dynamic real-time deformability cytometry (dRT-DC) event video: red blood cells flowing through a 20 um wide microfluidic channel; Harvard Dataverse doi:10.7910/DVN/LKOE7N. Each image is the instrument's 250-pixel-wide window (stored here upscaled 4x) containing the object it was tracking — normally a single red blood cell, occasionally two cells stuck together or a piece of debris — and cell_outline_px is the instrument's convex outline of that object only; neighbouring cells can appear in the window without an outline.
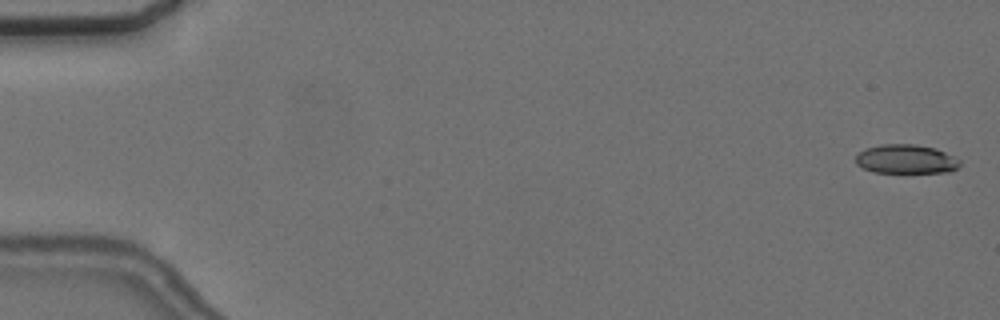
{"species": "common noctule bat (a hibernating species)", "species_latin": "Nyctalus noctula", "temperature_condition": "cold", "stored_images_in_passage": 56, "camera_frame_rate_fps": 3000, "um_per_image_px": 0.085, "animal": {"sex": "female", "body_mass_g": 24.6, "forearm_length_mm": 56.2}, "frame": {"image": 1, "passage_image": 1, "time_ms": 0.0, "image_size_px": [1000, 320], "cell_outline_px": [[960, 164], [956, 168], [948, 172], [872, 172], [856, 164], [856, 156], [864, 148], [880, 144], [916, 144], [936, 148], [960, 160]], "centroid_in_image_um": [76.98, 13.51], "position_along_channel_um": 8.0, "area_um2": 17.57}}
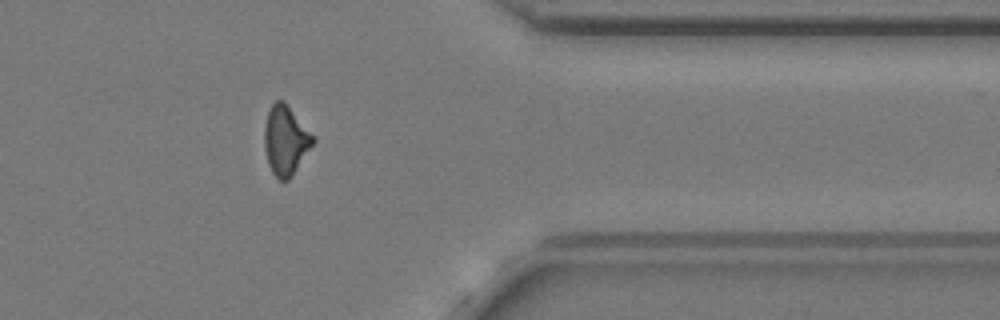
{"frame": {"image": 2, "passage_image": 46, "time_ms": 15.0, "image_size_px": [1000, 320], "cell_outline_px": [[316, 140], [292, 176], [288, 180], [280, 180], [272, 172], [268, 164], [264, 148], [264, 124], [268, 112], [272, 104], [276, 100], [284, 100], [316, 136]], "centroid_in_image_um": [24.29, 11.9], "position_along_channel_um": 387.1, "area_um2": 19.94}}
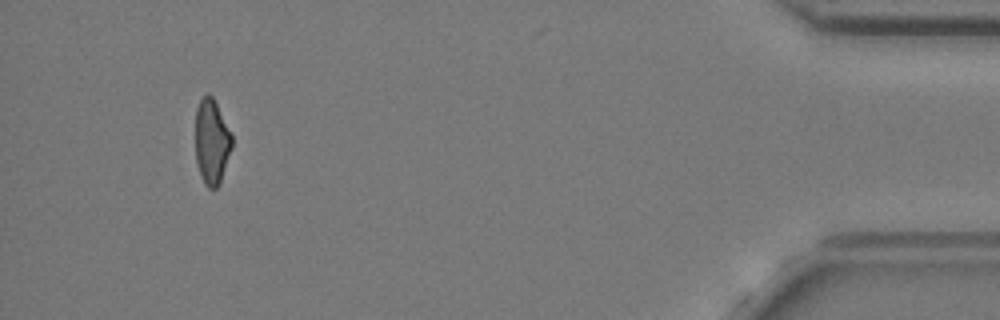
{"frame": {"image": 3, "passage_image": 53, "time_ms": 17.333, "image_size_px": [1000, 320], "cell_outline_px": [[232, 148], [220, 184], [216, 188], [208, 188], [204, 184], [200, 176], [196, 160], [196, 108], [200, 100], [208, 92], [212, 96], [232, 136]], "centroid_in_image_um": [17.99, 12.09], "position_along_channel_um": 417.2, "area_um2": 18.03}, "authors_computed_cell_mechanics": {"area_um2": 19.363, "velocity_mm_per_s": 3.6512, "shape_relaxation_time_tau1_ms": null, "shape_relaxation_time_tau2_ms": 3.6396, "deformation_change_tau1": null, "deformation_change_tau2": 0.113}}